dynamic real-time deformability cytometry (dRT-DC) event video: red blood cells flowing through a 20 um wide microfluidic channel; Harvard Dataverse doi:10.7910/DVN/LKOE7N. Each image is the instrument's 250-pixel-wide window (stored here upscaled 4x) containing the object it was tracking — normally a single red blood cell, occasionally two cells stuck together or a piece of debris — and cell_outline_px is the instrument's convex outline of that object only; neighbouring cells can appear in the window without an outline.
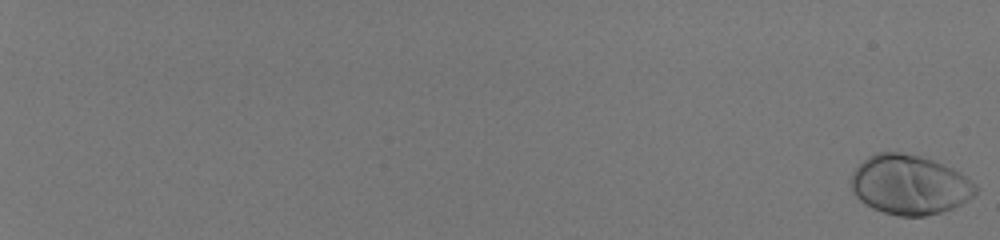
{"species": "human", "species_latin": "Homo sapiens", "temperature_condition": "room temperature", "stored_images_in_passage": 21, "camera_frame_rate_fps": 3000, "um_per_image_px": 0.085, "donor": {"sex": "male"}, "frame": {"image": 1, "passage_image": 1, "time_ms": 0.0, "image_size_px": [1000, 240], "cell_outline_px": [[976, 192], [968, 200], [952, 208], [940, 212], [924, 216], [900, 216], [884, 212], [872, 208], [860, 200], [852, 192], [852, 172], [868, 156], [876, 152], [900, 152], [920, 156], [932, 160], [952, 168], [960, 172], [976, 184]], "centroid_in_image_um": [77.31, 15.7], "position_along_channel_um": 7.7, "area_um2": 43.0}}
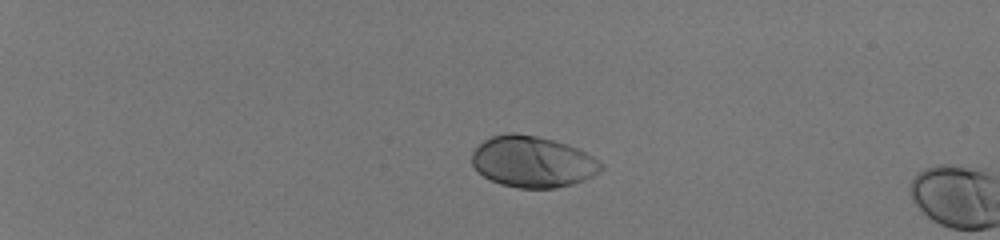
{"frame": {"image": 2, "passage_image": 18, "time_ms": 5.667, "image_size_px": [1000, 240], "cell_outline_px": [[604, 168], [600, 172], [584, 180], [572, 184], [556, 188], [520, 188], [500, 184], [484, 176], [472, 164], [472, 152], [484, 140], [492, 136], [508, 132], [516, 132], [536, 136], [568, 144], [600, 160], [604, 164]], "centroid_in_image_um": [45.3, 13.74], "position_along_channel_um": 39.7, "area_um2": 38.55}}